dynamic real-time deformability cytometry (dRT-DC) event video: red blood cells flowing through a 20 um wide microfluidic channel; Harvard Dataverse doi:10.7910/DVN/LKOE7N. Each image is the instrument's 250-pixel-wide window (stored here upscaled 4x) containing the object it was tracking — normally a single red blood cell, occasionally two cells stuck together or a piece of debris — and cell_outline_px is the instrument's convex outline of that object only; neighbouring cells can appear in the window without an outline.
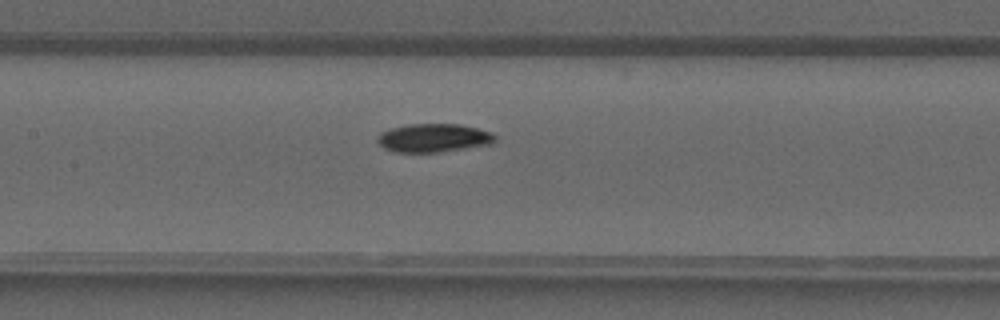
{"species": "common noctule bat (a hibernating species)", "species_latin": "Nyctalus noctula", "temperature_condition": "warm", "stored_images_in_passage": 29, "camera_frame_rate_fps": 3000, "um_per_image_px": 0.085, "animal": {"sex": "male", "forearm_length_mm": 52.5}, "frame": {"image": 1, "passage_image": 8, "time_ms": 2.333, "image_size_px": [1000, 320], "cell_outline_px": [[496, 140], [492, 144], [440, 152], [396, 152], [384, 148], [376, 140], [380, 132], [392, 128], [408, 124], [460, 124], [492, 132], [496, 136]], "centroid_in_image_um": [36.87, 11.72], "position_along_channel_um": 170.5, "area_um2": 19.54}}
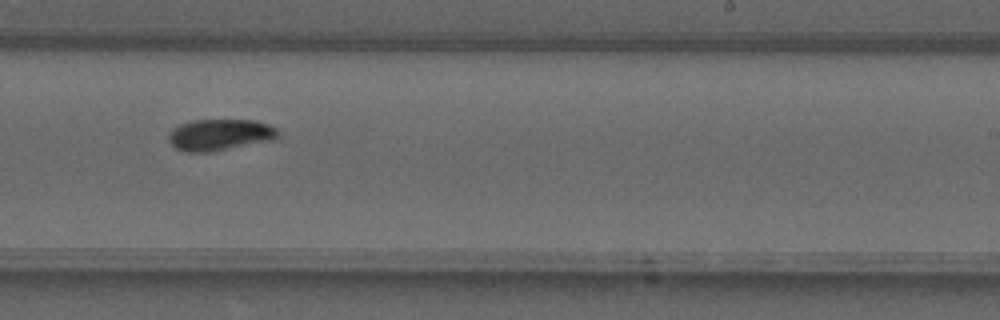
{"frame": {"image": 2, "passage_image": 14, "time_ms": 4.333, "image_size_px": [1000, 320], "cell_outline_px": [[280, 132], [276, 140], [208, 152], [184, 152], [176, 148], [168, 140], [168, 132], [172, 128], [180, 124], [192, 120], [256, 120], [268, 124], [276, 128]], "centroid_in_image_um": [18.7, 11.45], "position_along_channel_um": 270.3, "area_um2": 20.29}}
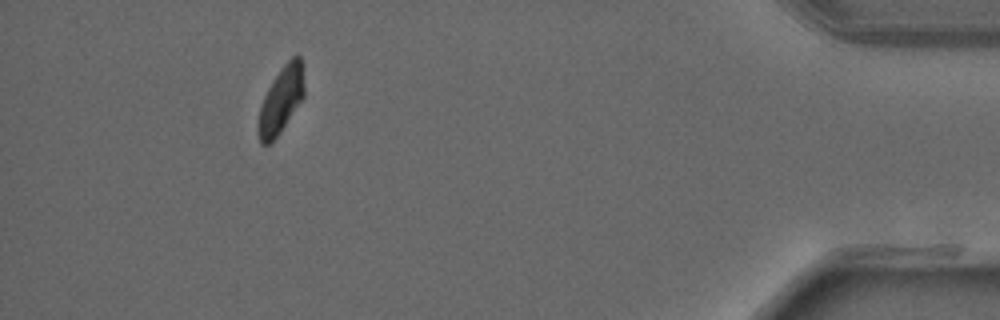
{"frame": {"image": 3, "passage_image": 26, "time_ms": 8.333, "image_size_px": [1000, 320], "cell_outline_px": [[304, 96], [280, 132], [268, 144], [260, 144], [256, 128], [260, 108], [264, 96], [272, 80], [284, 64], [292, 56], [300, 56], [304, 88]], "centroid_in_image_um": [23.85, 8.52], "position_along_channel_um": 411.3, "area_um2": 17.51}}